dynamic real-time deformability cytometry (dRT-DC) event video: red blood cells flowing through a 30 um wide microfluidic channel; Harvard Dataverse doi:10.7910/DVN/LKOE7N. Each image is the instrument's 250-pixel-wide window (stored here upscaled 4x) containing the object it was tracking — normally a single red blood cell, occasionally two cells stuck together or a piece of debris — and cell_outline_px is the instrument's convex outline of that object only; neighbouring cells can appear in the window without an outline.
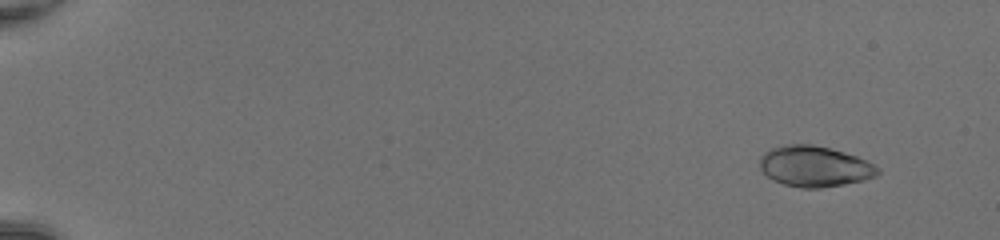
{"species": "common noctule bat (a hibernating species)", "species_latin": "Nyctalus noctula", "temperature_condition": "room temperature", "stored_images_in_passage": 42, "camera_frame_rate_fps": 3000, "um_per_image_px": 0.085, "animal": {"sex": "female", "body_mass_g": 20.0, "forearm_length_mm": 54.0}, "frame": {"image": 1, "passage_image": 5, "time_ms": 1.333, "image_size_px": [1000, 240], "cell_outline_px": [[880, 172], [876, 176], [864, 180], [844, 184], [820, 188], [800, 188], [784, 184], [772, 180], [760, 168], [760, 156], [768, 148], [784, 144], [812, 144], [844, 152], [856, 156], [880, 168]], "centroid_in_image_um": [69.21, 14.14], "position_along_channel_um": 15.8, "area_um2": 28.09}}
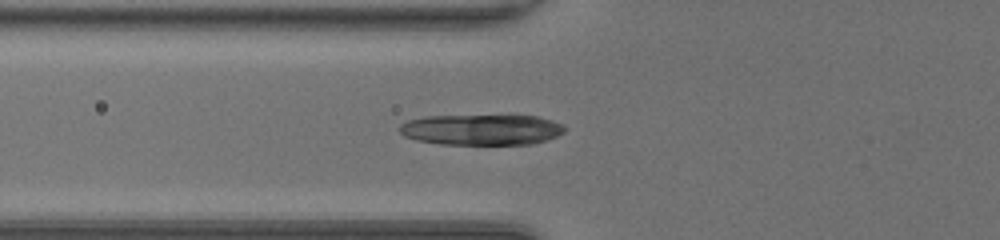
{"frame": {"image": 2, "passage_image": 22, "time_ms": 7.0, "image_size_px": [1000, 240], "cell_outline_px": [[564, 132], [556, 136], [532, 144], [440, 144], [416, 140], [404, 136], [400, 132], [400, 124], [408, 120], [424, 116], [540, 116], [564, 124]], "centroid_in_image_um": [40.92, 11.02], "position_along_channel_um": 84.9, "area_um2": 29.48}}
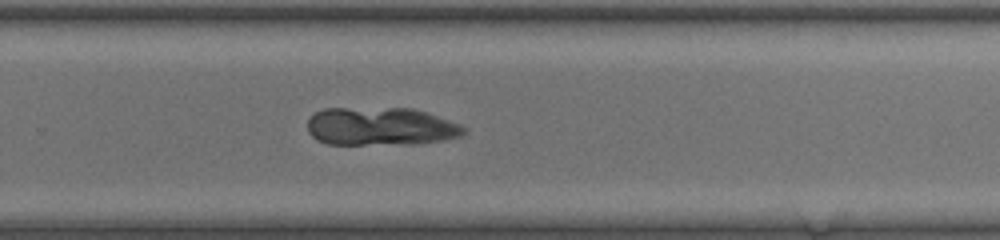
{"frame": {"image": 3, "passage_image": 37, "time_ms": 12.0, "image_size_px": [1000, 240], "cell_outline_px": [[468, 128], [460, 136], [444, 140], [412, 144], [328, 144], [316, 140], [308, 132], [308, 120], [316, 112], [324, 108], [412, 108], [460, 124]], "centroid_in_image_um": [32.34, 10.75], "position_along_channel_um": 297.5, "area_um2": 34.74}}